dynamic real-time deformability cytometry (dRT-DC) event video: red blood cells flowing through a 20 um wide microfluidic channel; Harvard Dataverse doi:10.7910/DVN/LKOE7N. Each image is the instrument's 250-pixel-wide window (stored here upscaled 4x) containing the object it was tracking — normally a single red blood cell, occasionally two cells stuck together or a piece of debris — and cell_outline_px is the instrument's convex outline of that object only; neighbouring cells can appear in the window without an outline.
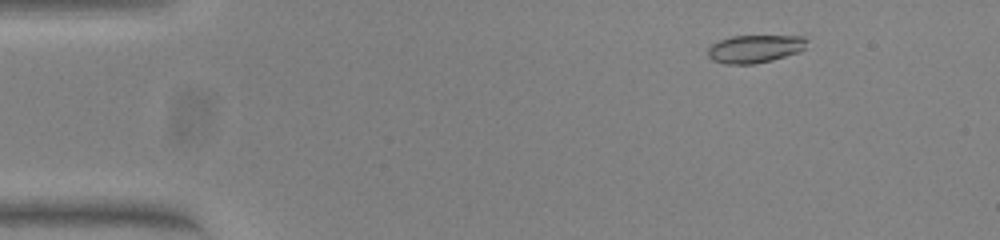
{"species": "common noctule bat (a hibernating species)", "species_latin": "Nyctalus noctula", "temperature_condition": "warm", "stored_images_in_passage": 11, "camera_frame_rate_fps": 3000, "um_per_image_px": 0.085, "animal": {"sex": "female", "body_mass_g": 23.0, "forearm_length_mm": 53.4}, "frame": {"image": 1, "passage_image": 1, "time_ms": 0.0, "image_size_px": [1000, 240], "cell_outline_px": [[808, 40], [804, 48], [800, 52], [772, 60], [752, 64], [724, 64], [712, 60], [708, 56], [708, 48], [712, 44], [720, 40], [732, 36], [804, 36]], "centroid_in_image_um": [64.17, 4.15], "position_along_channel_um": 20.8, "area_um2": 16.13}}